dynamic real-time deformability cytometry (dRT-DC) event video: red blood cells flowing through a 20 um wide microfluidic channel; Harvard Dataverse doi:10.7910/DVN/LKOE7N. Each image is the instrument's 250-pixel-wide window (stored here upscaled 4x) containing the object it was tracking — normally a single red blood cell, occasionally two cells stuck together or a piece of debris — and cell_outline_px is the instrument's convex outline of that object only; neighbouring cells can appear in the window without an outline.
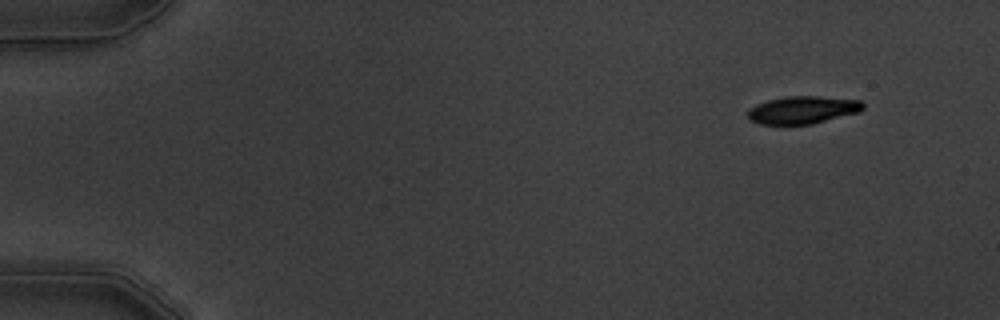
{"species": "common noctule bat (a hibernating species)", "species_latin": "Nyctalus noctula", "temperature_condition": "warm", "stored_images_in_passage": 4, "camera_frame_rate_fps": 3000, "um_per_image_px": 0.085, "animal": {"sex": "male", "body_mass_g": 19.5, "forearm_length_mm": 54.6}, "frame": {"image": 1, "passage_image": 1, "time_ms": 0.0, "image_size_px": [1000, 320], "cell_outline_px": [[864, 108], [860, 112], [812, 124], [760, 124], [748, 120], [748, 108], [756, 104], [768, 100], [784, 96], [820, 96], [860, 100], [864, 104]], "centroid_in_image_um": [68.22, 9.34], "position_along_channel_um": 16.8, "area_um2": 18.73}}